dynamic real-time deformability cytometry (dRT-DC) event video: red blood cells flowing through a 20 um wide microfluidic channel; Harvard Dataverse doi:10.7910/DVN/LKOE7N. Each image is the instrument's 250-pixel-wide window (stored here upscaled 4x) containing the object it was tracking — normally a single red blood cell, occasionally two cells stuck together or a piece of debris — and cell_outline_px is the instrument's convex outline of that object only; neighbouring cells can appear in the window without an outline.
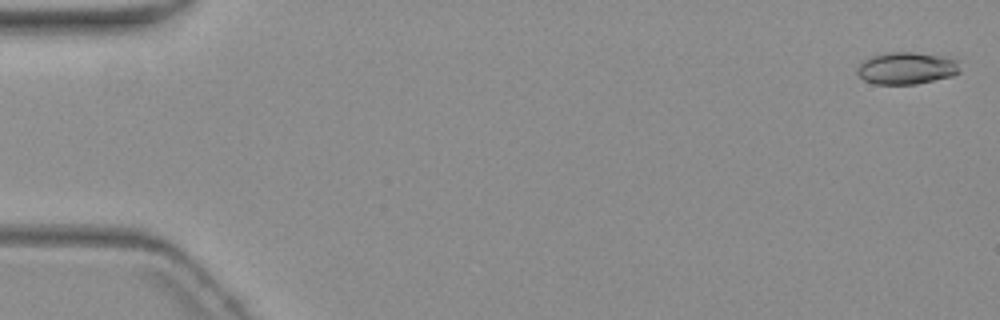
{"species": "common noctule bat (a hibernating species)", "species_latin": "Nyctalus noctula", "temperature_condition": "warm", "stored_images_in_passage": 5, "segment_of_instrument_passage": [2, 2], "camera_frame_rate_fps": 3000, "um_per_image_px": 0.085, "animal": {"sex": "female", "body_mass_g": 19.3, "forearm_length_mm": 54.1}, "frame": {"image": 1, "passage_image": 5, "time_ms": 5.0, "image_size_px": [1000, 320], "cell_outline_px": [[960, 72], [952, 76], [916, 84], [876, 84], [864, 80], [856, 72], [856, 68], [864, 60], [872, 56], [884, 52], [912, 52], [940, 56], [956, 60]], "centroid_in_image_um": [77.02, 5.8], "position_along_channel_um": 8.0, "area_um2": 19.07}}